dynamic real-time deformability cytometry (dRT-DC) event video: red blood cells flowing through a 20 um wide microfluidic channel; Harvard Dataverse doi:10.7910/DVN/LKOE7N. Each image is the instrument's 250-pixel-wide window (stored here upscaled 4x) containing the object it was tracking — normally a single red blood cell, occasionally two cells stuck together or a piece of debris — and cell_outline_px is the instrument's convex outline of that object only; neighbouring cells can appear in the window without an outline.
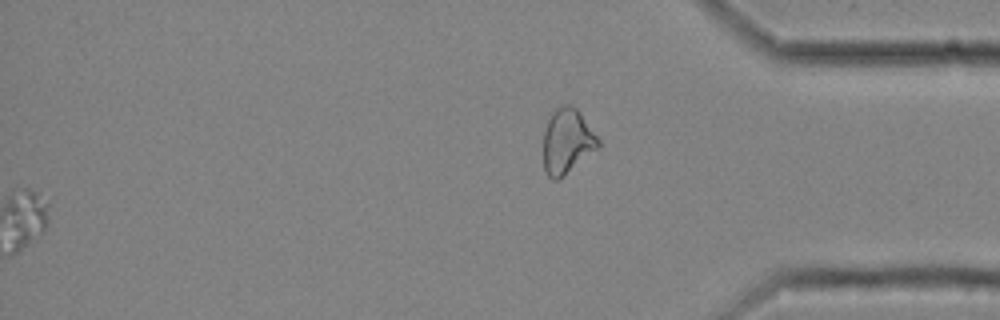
{"species": "common noctule bat (a hibernating species)", "species_latin": "Nyctalus noctula", "temperature_condition": "cold", "stored_images_in_passage": 47, "segment_of_instrument_passage": [2, 2], "camera_frame_rate_fps": 3000, "um_per_image_px": 0.085, "animal": {"sex": "female", "body_mass_g": 25.1}, "frame": {"image": 1, "passage_image": 47, "time_ms": 15.333, "image_size_px": [1000, 320], "cell_outline_px": [[600, 148], [556, 180], [552, 180], [544, 172], [544, 132], [548, 120], [552, 112], [560, 104], [572, 104], [580, 112], [600, 140]], "centroid_in_image_um": [48.22, 11.98], "position_along_channel_um": 387.0, "area_um2": 20.81}}